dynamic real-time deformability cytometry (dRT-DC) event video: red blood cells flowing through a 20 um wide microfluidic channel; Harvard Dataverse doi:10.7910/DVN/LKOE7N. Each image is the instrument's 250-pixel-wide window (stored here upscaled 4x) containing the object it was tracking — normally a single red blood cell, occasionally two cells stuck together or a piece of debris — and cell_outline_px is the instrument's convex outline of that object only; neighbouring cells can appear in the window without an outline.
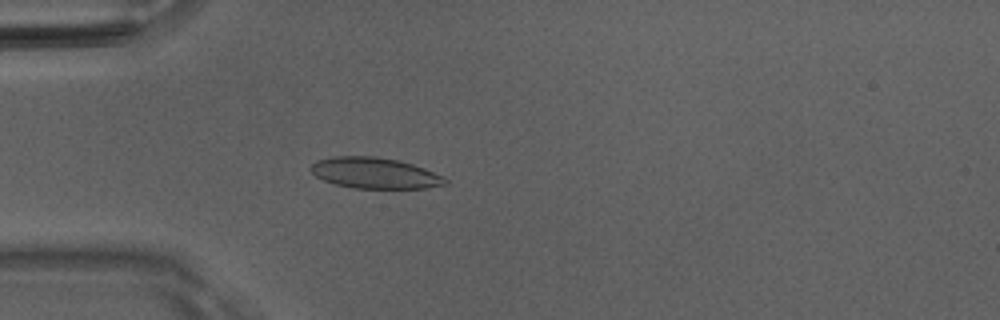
{"species": "Egyptian fruit bat (a non-hibernating species)", "species_latin": "Rousettus aegyptiacus", "temperature_condition": "room temperature", "stored_images_in_passage": 50, "camera_frame_rate_fps": 3000, "um_per_image_px": 0.085, "animal": {"sex": "male"}, "frame": {"image": 1, "passage_image": 14, "time_ms": 4.333, "image_size_px": [1000, 320], "cell_outline_px": [[448, 184], [428, 188], [352, 188], [332, 184], [316, 176], [308, 168], [316, 160], [332, 156], [376, 156], [396, 160], [412, 164], [424, 168], [444, 176], [448, 180]], "centroid_in_image_um": [31.84, 14.71], "position_along_channel_um": 53.2, "area_um2": 24.45}}
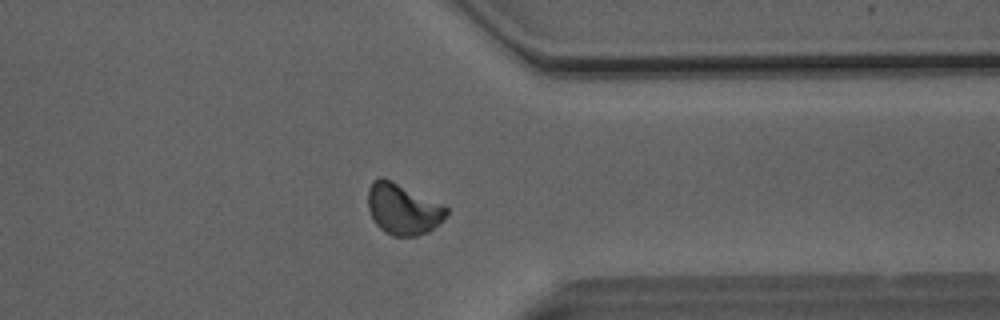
{"frame": {"image": 2, "passage_image": 39, "time_ms": 12.667, "image_size_px": [1000, 320], "cell_outline_px": [[448, 212], [444, 220], [440, 224], [428, 232], [416, 236], [392, 236], [384, 232], [376, 224], [368, 208], [368, 188], [372, 180], [380, 176], [384, 176], [444, 204], [448, 208]], "centroid_in_image_um": [34.26, 17.75], "position_along_channel_um": 377.1, "area_um2": 23.81}}
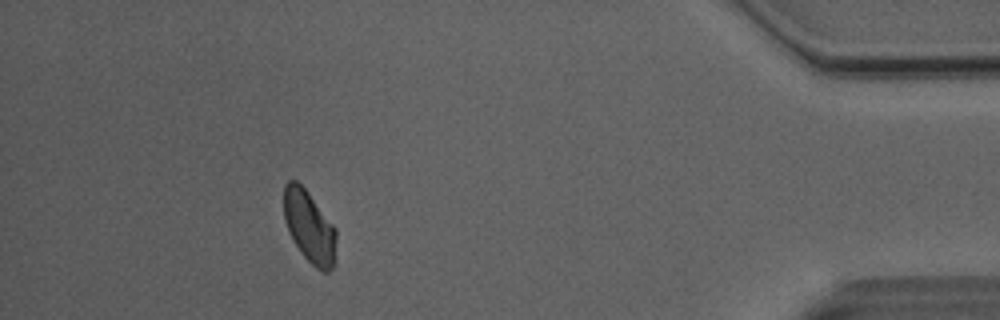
{"frame": {"image": 3, "passage_image": 45, "time_ms": 14.667, "image_size_px": [1000, 320], "cell_outline_px": [[336, 240], [332, 268], [328, 272], [324, 272], [316, 268], [304, 256], [292, 240], [288, 232], [284, 220], [284, 184], [288, 180], [296, 180], [308, 192], [336, 228]], "centroid_in_image_um": [26.27, 19.25], "position_along_channel_um": 408.9, "area_um2": 21.91}, "authors_computed_cell_mechanics": {"area_um2": 23.3801, "velocity_mm_per_s": 4.0702, "shape_relaxation_time_tau1_ms": 5.1457, "shape_relaxation_time_tau2_ms": 1.9362, "deformation_change_tau1": 0.1211, "deformation_change_tau2": 0.0599}}